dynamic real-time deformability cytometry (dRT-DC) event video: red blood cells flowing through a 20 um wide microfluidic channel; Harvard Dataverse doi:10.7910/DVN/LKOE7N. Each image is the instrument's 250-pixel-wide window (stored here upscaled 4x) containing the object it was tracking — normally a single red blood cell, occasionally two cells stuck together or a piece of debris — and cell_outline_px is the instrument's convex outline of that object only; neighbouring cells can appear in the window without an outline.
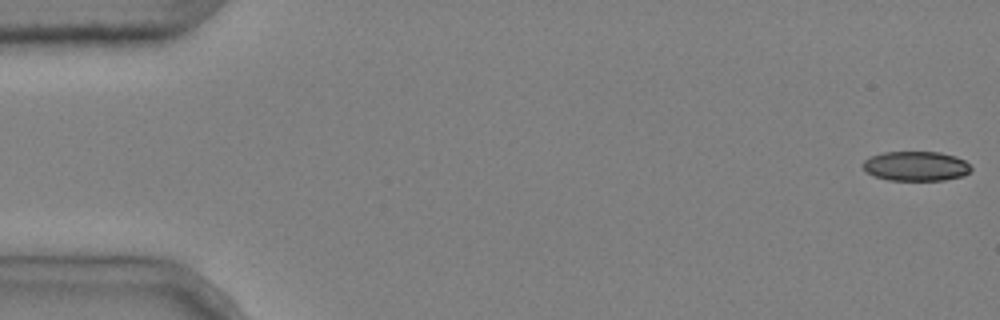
{"species": "common noctule bat (a hibernating species)", "species_latin": "Nyctalus noctula", "temperature_condition": "cold", "stored_images_in_passage": 5, "camera_frame_rate_fps": 3000, "um_per_image_px": 0.085, "animal": {"sex": "male", "body_mass_g": 20.4}, "frame": {"image": 1, "passage_image": 1, "time_ms": 0.0, "image_size_px": [1000, 320], "cell_outline_px": [[972, 168], [964, 176], [944, 180], [888, 180], [876, 176], [868, 172], [864, 168], [864, 160], [872, 156], [884, 152], [940, 152], [956, 156], [964, 160]], "centroid_in_image_um": [77.89, 14.12], "position_along_channel_um": 7.1, "area_um2": 18.5}}
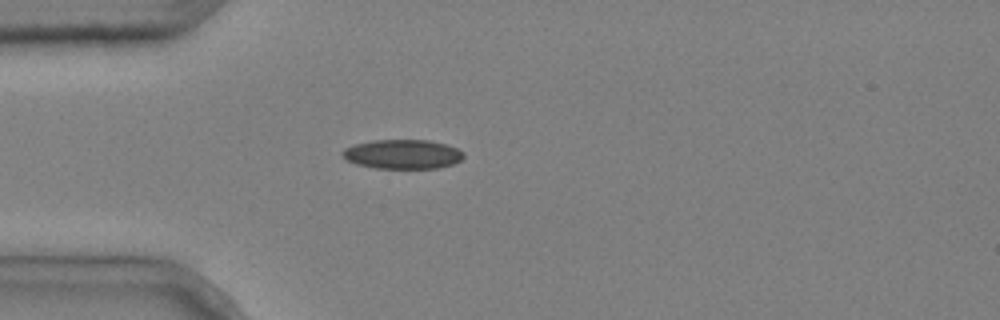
{"frame": {"image": 2, "passage_image": 5, "time_ms": 1.333, "image_size_px": [1000, 320], "cell_outline_px": [[464, 156], [460, 160], [452, 164], [436, 168], [376, 168], [356, 164], [348, 160], [340, 152], [344, 148], [356, 144], [372, 140], [428, 140], [448, 144], [464, 152]], "centroid_in_image_um": [34.23, 13.1], "position_along_channel_um": 50.8, "area_um2": 20.63}}